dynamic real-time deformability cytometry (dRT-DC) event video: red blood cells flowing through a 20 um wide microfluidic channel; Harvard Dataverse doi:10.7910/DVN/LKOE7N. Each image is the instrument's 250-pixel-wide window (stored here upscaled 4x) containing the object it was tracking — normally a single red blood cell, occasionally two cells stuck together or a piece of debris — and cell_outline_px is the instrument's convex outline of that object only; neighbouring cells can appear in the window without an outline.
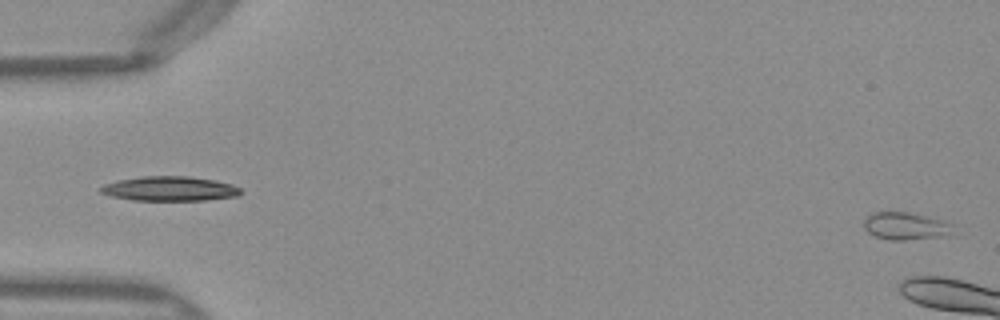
{"species": "Egyptian fruit bat (a non-hibernating species)", "species_latin": "Rousettus aegyptiacus", "temperature_condition": "warm", "stored_images_in_passage": 8, "camera_frame_rate_fps": 3000, "um_per_image_px": 0.085, "frame": {"image": 1, "passage_image": 2, "time_ms": 0.333, "image_size_px": [1000, 320], "cell_outline_px": [[952, 224], [948, 236], [904, 240], [888, 240], [876, 236], [868, 232], [864, 228], [864, 220], [868, 216], [876, 212], [908, 212], [940, 220]], "centroid_in_image_um": [76.94, 19.23], "position_along_channel_um": 8.1, "area_um2": 13.99}}